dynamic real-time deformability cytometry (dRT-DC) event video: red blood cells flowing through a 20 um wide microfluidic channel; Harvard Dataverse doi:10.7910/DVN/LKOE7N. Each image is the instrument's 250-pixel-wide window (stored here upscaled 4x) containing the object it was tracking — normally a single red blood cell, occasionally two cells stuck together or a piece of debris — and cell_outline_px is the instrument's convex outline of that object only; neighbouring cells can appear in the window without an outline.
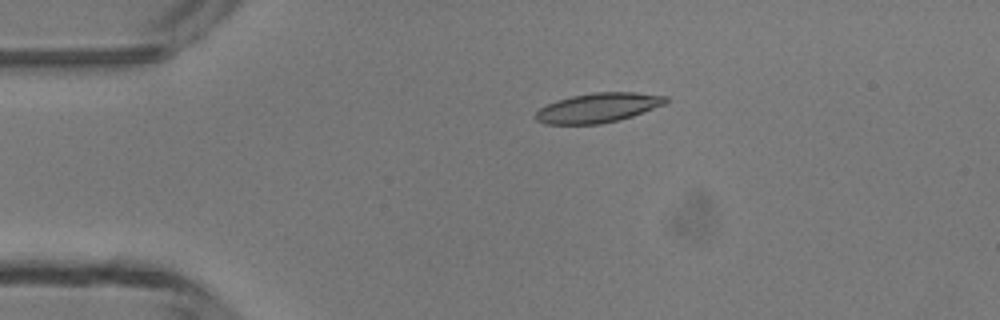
{"species": "common noctule bat (a hibernating species)", "species_latin": "Nyctalus noctula", "temperature_condition": "room temperature", "stored_images_in_passage": 4, "camera_frame_rate_fps": 3000, "um_per_image_px": 0.085, "animal": {"sex": "male", "body_mass_g": 13.3}, "frame": {"image": 1, "passage_image": 3, "time_ms": 3.0, "image_size_px": [1000, 320], "cell_outline_px": [[668, 100], [664, 104], [632, 116], [600, 124], [544, 124], [536, 120], [532, 116], [540, 108], [556, 100], [572, 96], [596, 92], [636, 92], [668, 96]], "centroid_in_image_um": [50.8, 9.16], "position_along_channel_um": 34.2, "area_um2": 22.31}}